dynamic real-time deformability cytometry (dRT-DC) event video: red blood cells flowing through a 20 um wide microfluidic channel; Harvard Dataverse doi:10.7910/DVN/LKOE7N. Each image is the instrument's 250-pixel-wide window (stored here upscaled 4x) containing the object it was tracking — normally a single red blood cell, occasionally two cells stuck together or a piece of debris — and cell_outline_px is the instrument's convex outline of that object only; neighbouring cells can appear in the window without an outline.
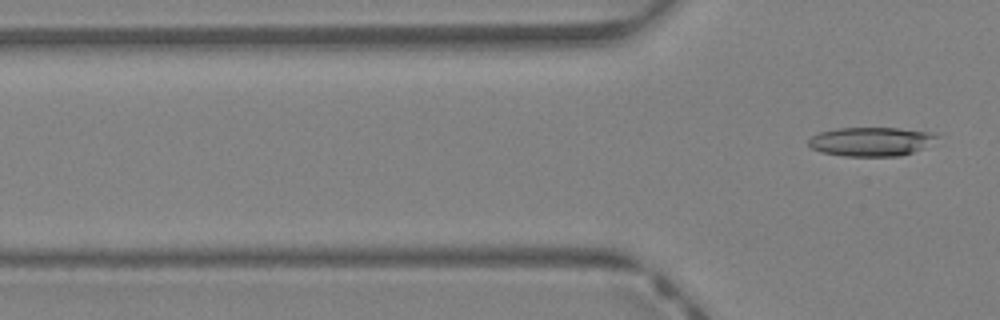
{"species": "Egyptian fruit bat (a non-hibernating species)", "species_latin": "Rousettus aegyptiacus", "temperature_condition": "warm", "stored_images_in_passage": 6, "camera_frame_rate_fps": 3000, "um_per_image_px": 0.085, "animal": {"sex": "female"}, "frame": {"image": 1, "passage_image": 6, "time_ms": 1.667, "image_size_px": [1000, 320], "cell_outline_px": [[936, 136], [920, 148], [912, 152], [900, 156], [844, 156], [820, 152], [812, 148], [808, 144], [808, 140], [812, 136], [820, 132], [836, 128], [900, 128], [932, 132]], "centroid_in_image_um": [73.93, 12.03], "position_along_channel_um": 51.9, "area_um2": 21.27}}